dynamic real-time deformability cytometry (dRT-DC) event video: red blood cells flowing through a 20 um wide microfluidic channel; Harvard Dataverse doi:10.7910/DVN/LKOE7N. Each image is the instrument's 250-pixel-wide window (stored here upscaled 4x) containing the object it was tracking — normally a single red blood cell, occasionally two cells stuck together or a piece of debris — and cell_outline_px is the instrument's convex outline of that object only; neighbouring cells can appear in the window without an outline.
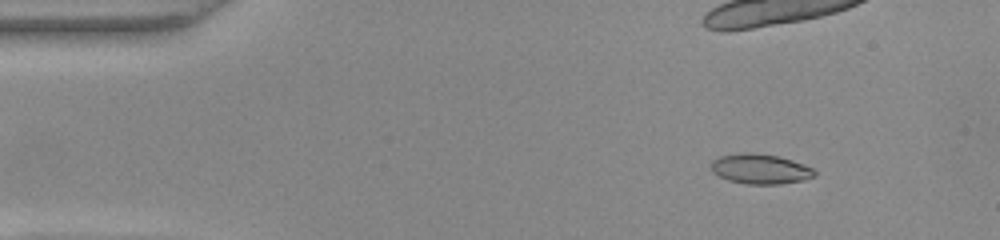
{"species": "common noctule bat (a hibernating species)", "species_latin": "Nyctalus noctula", "temperature_condition": "warm", "stored_images_in_passage": 21, "camera_frame_rate_fps": 3000, "um_per_image_px": 0.085, "animal": {"sex": "female", "body_mass_g": 22.0, "forearm_length_mm": 56.7}, "frame": {"image": 1, "passage_image": 7, "time_ms": 2.0, "image_size_px": [1000, 240], "cell_outline_px": [[816, 176], [804, 180], [780, 184], [748, 184], [728, 180], [712, 172], [712, 160], [720, 156], [740, 152], [756, 152], [780, 156], [804, 164], [812, 168], [816, 172]], "centroid_in_image_um": [64.64, 14.35], "position_along_channel_um": 20.4, "area_um2": 18.26}}